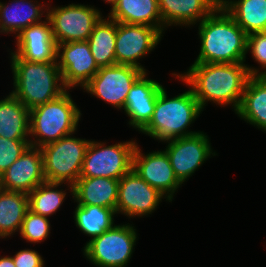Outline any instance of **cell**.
Returning a JSON list of instances; mask_svg holds the SVG:
<instances>
[{"label":"cell","mask_w":266,"mask_h":267,"mask_svg":"<svg viewBox=\"0 0 266 267\" xmlns=\"http://www.w3.org/2000/svg\"><path fill=\"white\" fill-rule=\"evenodd\" d=\"M30 110L11 93L0 100V136L30 140Z\"/></svg>","instance_id":"cb8c5ba5"},{"label":"cell","mask_w":266,"mask_h":267,"mask_svg":"<svg viewBox=\"0 0 266 267\" xmlns=\"http://www.w3.org/2000/svg\"><path fill=\"white\" fill-rule=\"evenodd\" d=\"M14 255L12 258L15 267H44L42 256L33 249H23Z\"/></svg>","instance_id":"d6a6232c"},{"label":"cell","mask_w":266,"mask_h":267,"mask_svg":"<svg viewBox=\"0 0 266 267\" xmlns=\"http://www.w3.org/2000/svg\"><path fill=\"white\" fill-rule=\"evenodd\" d=\"M16 47L15 51L12 50L10 59L57 62V44L53 38L51 24L47 17L44 21L23 29L16 36Z\"/></svg>","instance_id":"e0dca14e"},{"label":"cell","mask_w":266,"mask_h":267,"mask_svg":"<svg viewBox=\"0 0 266 267\" xmlns=\"http://www.w3.org/2000/svg\"><path fill=\"white\" fill-rule=\"evenodd\" d=\"M81 111L69 91L60 97L30 110V145L41 148L75 133Z\"/></svg>","instance_id":"5b68a950"},{"label":"cell","mask_w":266,"mask_h":267,"mask_svg":"<svg viewBox=\"0 0 266 267\" xmlns=\"http://www.w3.org/2000/svg\"><path fill=\"white\" fill-rule=\"evenodd\" d=\"M132 169L150 186L162 193L169 202H172L175 192L182 185L174 174L165 150L145 155L137 144L133 152Z\"/></svg>","instance_id":"9a60e30c"},{"label":"cell","mask_w":266,"mask_h":267,"mask_svg":"<svg viewBox=\"0 0 266 267\" xmlns=\"http://www.w3.org/2000/svg\"><path fill=\"white\" fill-rule=\"evenodd\" d=\"M137 237L132 224L114 225L89 240L83 247V255L97 267H125L132 257Z\"/></svg>","instance_id":"52a82bcc"},{"label":"cell","mask_w":266,"mask_h":267,"mask_svg":"<svg viewBox=\"0 0 266 267\" xmlns=\"http://www.w3.org/2000/svg\"><path fill=\"white\" fill-rule=\"evenodd\" d=\"M73 134L40 148L46 181L73 185L80 178L90 140L76 138Z\"/></svg>","instance_id":"8992f818"},{"label":"cell","mask_w":266,"mask_h":267,"mask_svg":"<svg viewBox=\"0 0 266 267\" xmlns=\"http://www.w3.org/2000/svg\"><path fill=\"white\" fill-rule=\"evenodd\" d=\"M62 184L68 185L69 191L73 194V185L45 181L28 194L29 210L46 217L56 214L66 199V190L59 189Z\"/></svg>","instance_id":"f1b7e54d"},{"label":"cell","mask_w":266,"mask_h":267,"mask_svg":"<svg viewBox=\"0 0 266 267\" xmlns=\"http://www.w3.org/2000/svg\"><path fill=\"white\" fill-rule=\"evenodd\" d=\"M165 151L174 174L184 184L203 163L217 155L211 148L209 137L204 132L166 141Z\"/></svg>","instance_id":"7c38bea8"},{"label":"cell","mask_w":266,"mask_h":267,"mask_svg":"<svg viewBox=\"0 0 266 267\" xmlns=\"http://www.w3.org/2000/svg\"><path fill=\"white\" fill-rule=\"evenodd\" d=\"M201 111L203 112L191 89L168 98L163 86L152 117L140 132L161 142L194 135L200 131L187 129L199 117Z\"/></svg>","instance_id":"277c9868"},{"label":"cell","mask_w":266,"mask_h":267,"mask_svg":"<svg viewBox=\"0 0 266 267\" xmlns=\"http://www.w3.org/2000/svg\"><path fill=\"white\" fill-rule=\"evenodd\" d=\"M56 61L69 91L77 86L83 88L99 70L88 41L57 44Z\"/></svg>","instance_id":"5bb4252c"},{"label":"cell","mask_w":266,"mask_h":267,"mask_svg":"<svg viewBox=\"0 0 266 267\" xmlns=\"http://www.w3.org/2000/svg\"><path fill=\"white\" fill-rule=\"evenodd\" d=\"M0 267H15L12 256H0Z\"/></svg>","instance_id":"836d02e7"},{"label":"cell","mask_w":266,"mask_h":267,"mask_svg":"<svg viewBox=\"0 0 266 267\" xmlns=\"http://www.w3.org/2000/svg\"><path fill=\"white\" fill-rule=\"evenodd\" d=\"M119 180L80 177L73 184L72 197L78 205H97L116 210Z\"/></svg>","instance_id":"ffe728a7"},{"label":"cell","mask_w":266,"mask_h":267,"mask_svg":"<svg viewBox=\"0 0 266 267\" xmlns=\"http://www.w3.org/2000/svg\"><path fill=\"white\" fill-rule=\"evenodd\" d=\"M221 0H158L163 31L168 26H188L200 23L219 5Z\"/></svg>","instance_id":"d6986e66"},{"label":"cell","mask_w":266,"mask_h":267,"mask_svg":"<svg viewBox=\"0 0 266 267\" xmlns=\"http://www.w3.org/2000/svg\"><path fill=\"white\" fill-rule=\"evenodd\" d=\"M50 221L46 216H41L27 210L21 230L20 237L30 243H40L49 237L50 232Z\"/></svg>","instance_id":"f546056e"},{"label":"cell","mask_w":266,"mask_h":267,"mask_svg":"<svg viewBox=\"0 0 266 267\" xmlns=\"http://www.w3.org/2000/svg\"><path fill=\"white\" fill-rule=\"evenodd\" d=\"M10 2L9 4L0 2V34H16V37L23 29L42 22L44 14L47 17V7L36 0Z\"/></svg>","instance_id":"44dd1931"},{"label":"cell","mask_w":266,"mask_h":267,"mask_svg":"<svg viewBox=\"0 0 266 267\" xmlns=\"http://www.w3.org/2000/svg\"><path fill=\"white\" fill-rule=\"evenodd\" d=\"M28 209V194L0 188V238L20 232Z\"/></svg>","instance_id":"484cf974"},{"label":"cell","mask_w":266,"mask_h":267,"mask_svg":"<svg viewBox=\"0 0 266 267\" xmlns=\"http://www.w3.org/2000/svg\"><path fill=\"white\" fill-rule=\"evenodd\" d=\"M198 24L201 46L194 63L246 62L248 35L221 4Z\"/></svg>","instance_id":"7a4b0ae2"},{"label":"cell","mask_w":266,"mask_h":267,"mask_svg":"<svg viewBox=\"0 0 266 267\" xmlns=\"http://www.w3.org/2000/svg\"><path fill=\"white\" fill-rule=\"evenodd\" d=\"M251 50V51H250ZM247 53L250 51L253 59L261 65L260 75L266 69V32H254L247 36Z\"/></svg>","instance_id":"1f68e13d"},{"label":"cell","mask_w":266,"mask_h":267,"mask_svg":"<svg viewBox=\"0 0 266 267\" xmlns=\"http://www.w3.org/2000/svg\"><path fill=\"white\" fill-rule=\"evenodd\" d=\"M147 74L144 72L132 85L123 109L130 118L128 124L139 132L149 123L163 87L156 80L149 79Z\"/></svg>","instance_id":"ac0fdd59"},{"label":"cell","mask_w":266,"mask_h":267,"mask_svg":"<svg viewBox=\"0 0 266 267\" xmlns=\"http://www.w3.org/2000/svg\"><path fill=\"white\" fill-rule=\"evenodd\" d=\"M221 5L247 35L266 32V0H221Z\"/></svg>","instance_id":"d4e9b609"},{"label":"cell","mask_w":266,"mask_h":267,"mask_svg":"<svg viewBox=\"0 0 266 267\" xmlns=\"http://www.w3.org/2000/svg\"><path fill=\"white\" fill-rule=\"evenodd\" d=\"M143 73L131 65L101 67L83 90L117 109H124L130 88Z\"/></svg>","instance_id":"30bf717a"},{"label":"cell","mask_w":266,"mask_h":267,"mask_svg":"<svg viewBox=\"0 0 266 267\" xmlns=\"http://www.w3.org/2000/svg\"><path fill=\"white\" fill-rule=\"evenodd\" d=\"M49 7L47 5V18L56 44L87 41L103 17L100 10L91 5L72 3L64 7Z\"/></svg>","instance_id":"9c48e42d"},{"label":"cell","mask_w":266,"mask_h":267,"mask_svg":"<svg viewBox=\"0 0 266 267\" xmlns=\"http://www.w3.org/2000/svg\"><path fill=\"white\" fill-rule=\"evenodd\" d=\"M116 210L97 205H78L74 211L76 227L92 240L105 231L111 229L114 223Z\"/></svg>","instance_id":"83f0119b"},{"label":"cell","mask_w":266,"mask_h":267,"mask_svg":"<svg viewBox=\"0 0 266 267\" xmlns=\"http://www.w3.org/2000/svg\"><path fill=\"white\" fill-rule=\"evenodd\" d=\"M247 65L244 62L193 63L184 74L174 72L172 75L191 87L202 110L210 101L223 107L232 105L236 112L248 79L260 76V68Z\"/></svg>","instance_id":"6da1fadb"},{"label":"cell","mask_w":266,"mask_h":267,"mask_svg":"<svg viewBox=\"0 0 266 267\" xmlns=\"http://www.w3.org/2000/svg\"><path fill=\"white\" fill-rule=\"evenodd\" d=\"M30 146V140H11L0 136V176Z\"/></svg>","instance_id":"4dcf8cb0"},{"label":"cell","mask_w":266,"mask_h":267,"mask_svg":"<svg viewBox=\"0 0 266 267\" xmlns=\"http://www.w3.org/2000/svg\"><path fill=\"white\" fill-rule=\"evenodd\" d=\"M162 199L167 198L131 169L119 180L116 213L129 218L152 214Z\"/></svg>","instance_id":"4fadbf2b"},{"label":"cell","mask_w":266,"mask_h":267,"mask_svg":"<svg viewBox=\"0 0 266 267\" xmlns=\"http://www.w3.org/2000/svg\"><path fill=\"white\" fill-rule=\"evenodd\" d=\"M102 17L88 38L90 51L99 68L116 64V21Z\"/></svg>","instance_id":"4316f807"},{"label":"cell","mask_w":266,"mask_h":267,"mask_svg":"<svg viewBox=\"0 0 266 267\" xmlns=\"http://www.w3.org/2000/svg\"><path fill=\"white\" fill-rule=\"evenodd\" d=\"M13 90L10 92L29 110L60 97L68 91L57 62L11 59Z\"/></svg>","instance_id":"3957f363"},{"label":"cell","mask_w":266,"mask_h":267,"mask_svg":"<svg viewBox=\"0 0 266 267\" xmlns=\"http://www.w3.org/2000/svg\"><path fill=\"white\" fill-rule=\"evenodd\" d=\"M45 181L42 151L30 145L0 176V188L29 194Z\"/></svg>","instance_id":"2e32d148"},{"label":"cell","mask_w":266,"mask_h":267,"mask_svg":"<svg viewBox=\"0 0 266 267\" xmlns=\"http://www.w3.org/2000/svg\"><path fill=\"white\" fill-rule=\"evenodd\" d=\"M235 114L266 133V79L261 76L248 79Z\"/></svg>","instance_id":"603a6c76"},{"label":"cell","mask_w":266,"mask_h":267,"mask_svg":"<svg viewBox=\"0 0 266 267\" xmlns=\"http://www.w3.org/2000/svg\"><path fill=\"white\" fill-rule=\"evenodd\" d=\"M260 76L263 77L264 79H266V70Z\"/></svg>","instance_id":"d590c367"},{"label":"cell","mask_w":266,"mask_h":267,"mask_svg":"<svg viewBox=\"0 0 266 267\" xmlns=\"http://www.w3.org/2000/svg\"><path fill=\"white\" fill-rule=\"evenodd\" d=\"M90 140L82 164L80 177H104L120 180L133 166L134 140L105 145Z\"/></svg>","instance_id":"ba28073f"},{"label":"cell","mask_w":266,"mask_h":267,"mask_svg":"<svg viewBox=\"0 0 266 267\" xmlns=\"http://www.w3.org/2000/svg\"><path fill=\"white\" fill-rule=\"evenodd\" d=\"M108 18L120 23L156 27L164 33L158 0H117Z\"/></svg>","instance_id":"7402d4cb"},{"label":"cell","mask_w":266,"mask_h":267,"mask_svg":"<svg viewBox=\"0 0 266 267\" xmlns=\"http://www.w3.org/2000/svg\"><path fill=\"white\" fill-rule=\"evenodd\" d=\"M104 2L110 3L111 5V9L113 8V6L116 4L117 0H103Z\"/></svg>","instance_id":"e575fe53"},{"label":"cell","mask_w":266,"mask_h":267,"mask_svg":"<svg viewBox=\"0 0 266 267\" xmlns=\"http://www.w3.org/2000/svg\"><path fill=\"white\" fill-rule=\"evenodd\" d=\"M163 34L148 25L120 23L116 21V64L131 65L146 72L139 59L153 51Z\"/></svg>","instance_id":"8fae6325"}]
</instances>
